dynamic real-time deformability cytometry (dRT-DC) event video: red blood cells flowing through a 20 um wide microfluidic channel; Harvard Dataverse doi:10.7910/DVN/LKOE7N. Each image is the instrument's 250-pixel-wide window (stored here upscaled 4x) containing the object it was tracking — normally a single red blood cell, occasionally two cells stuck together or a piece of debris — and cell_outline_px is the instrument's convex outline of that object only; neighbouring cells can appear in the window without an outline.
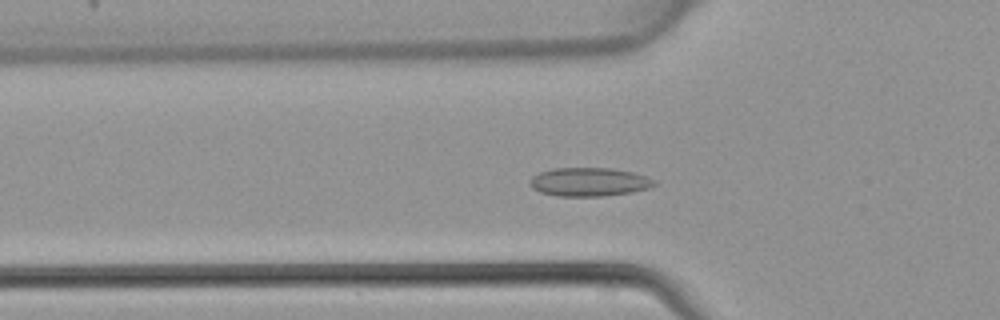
{"species": "common noctule bat (a hibernating species)", "species_latin": "Nyctalus noctula", "temperature_condition": "warm", "stored_images_in_passage": 43, "camera_frame_rate_fps": 3000, "um_per_image_px": 0.085, "animal": {"sex": "female", "body_mass_g": 22.7, "forearm_length_mm": 54.2}, "frame": {"image": 1, "passage_image": 15, "time_ms": 4.667, "image_size_px": [1000, 320], "cell_outline_px": [[656, 184], [648, 188], [632, 192], [604, 196], [556, 196], [540, 192], [532, 188], [528, 184], [528, 180], [532, 176], [540, 172], [552, 168], [612, 168], [632, 172], [656, 180]], "centroid_in_image_um": [50.03, 15.46], "position_along_channel_um": 75.8, "area_um2": 20.87}}
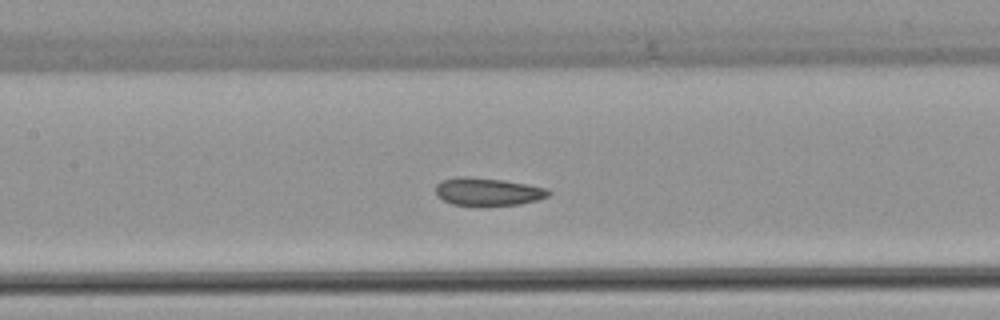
{"frame": {"image": 2, "passage_image": 21, "time_ms": 6.667, "image_size_px": [1000, 320], "cell_outline_px": [[552, 192], [548, 196], [536, 200], [520, 204], [480, 208], [452, 204], [436, 196], [436, 184], [440, 180], [456, 176], [468, 176], [504, 180], [548, 188]], "centroid_in_image_um": [41.42, 16.32], "position_along_channel_um": 166.0, "area_um2": 19.07}}
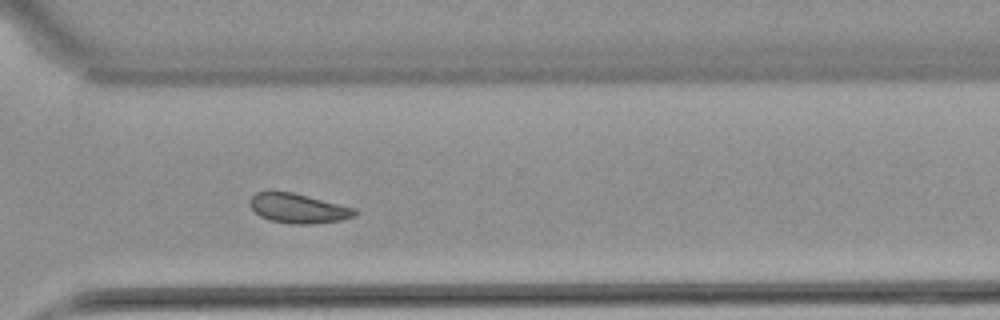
{"frame": {"image": 3, "passage_image": 33, "time_ms": 10.667, "image_size_px": [1000, 320], "cell_outline_px": [[356, 216], [340, 220], [312, 224], [292, 224], [268, 220], [260, 216], [252, 208], [248, 200], [256, 192], [292, 192], [356, 208]], "centroid_in_image_um": [25.35, 17.72], "position_along_channel_um": 345.3, "area_um2": 17.98}}